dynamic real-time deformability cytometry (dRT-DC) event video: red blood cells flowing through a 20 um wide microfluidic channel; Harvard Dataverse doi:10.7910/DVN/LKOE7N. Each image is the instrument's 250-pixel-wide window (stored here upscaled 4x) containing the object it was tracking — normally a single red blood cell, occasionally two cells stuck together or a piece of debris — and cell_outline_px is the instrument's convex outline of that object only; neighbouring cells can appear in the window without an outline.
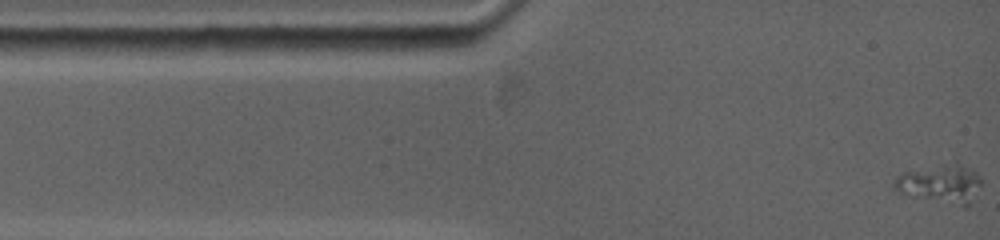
{"species": "common noctule bat (a hibernating species)", "species_latin": "Nyctalus noctula", "temperature_condition": "warm", "stored_images_in_passage": 39, "camera_frame_rate_fps": 5000, "um_per_image_px": 0.085, "animal": {"sex": "female", "body_mass_g": 19.0, "forearm_length_mm": 53.3}, "frame": {"image": 1, "passage_image": 1, "time_ms": 0.0, "image_size_px": [1000, 240], "cell_outline_px": [[980, 184], [968, 204], [964, 208], [900, 192], [892, 188], [892, 180], [896, 176], [904, 172], [956, 160], [972, 168], [980, 176]], "centroid_in_image_um": [79.94, 15.57], "position_along_channel_um": 5.1, "area_um2": 19.77}}
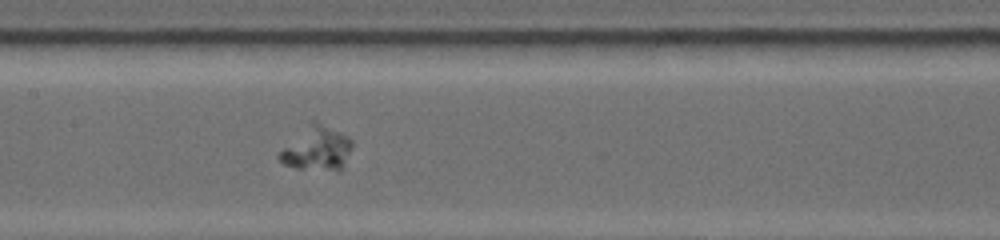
{"frame": {"image": 2, "passage_image": 13, "time_ms": 6.0, "image_size_px": [1000, 240], "cell_outline_px": [[352, 144], [340, 172], [336, 172], [300, 168], [284, 164], [276, 156], [312, 120], [316, 120], [348, 136], [352, 140]], "centroid_in_image_um": [26.96, 12.64], "position_along_channel_um": 180.4, "area_um2": 18.38}}
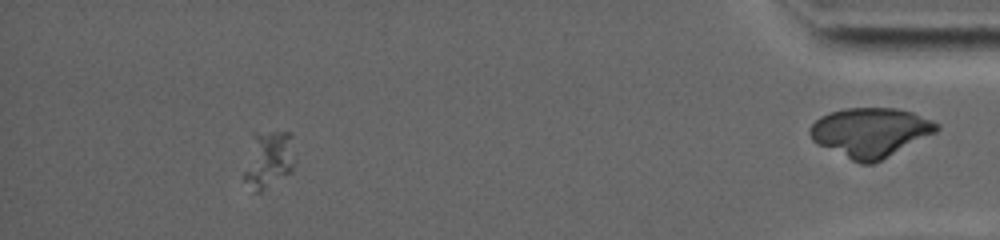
{"frame": {"image": 3, "passage_image": 32, "time_ms": 14.2, "image_size_px": [1000, 240], "cell_outline_px": [[292, 172], [260, 192], [252, 192], [244, 180], [244, 172], [252, 132], [292, 132]], "centroid_in_image_um": [22.79, 13.55], "position_along_channel_um": 412.4, "area_um2": 16.99}}